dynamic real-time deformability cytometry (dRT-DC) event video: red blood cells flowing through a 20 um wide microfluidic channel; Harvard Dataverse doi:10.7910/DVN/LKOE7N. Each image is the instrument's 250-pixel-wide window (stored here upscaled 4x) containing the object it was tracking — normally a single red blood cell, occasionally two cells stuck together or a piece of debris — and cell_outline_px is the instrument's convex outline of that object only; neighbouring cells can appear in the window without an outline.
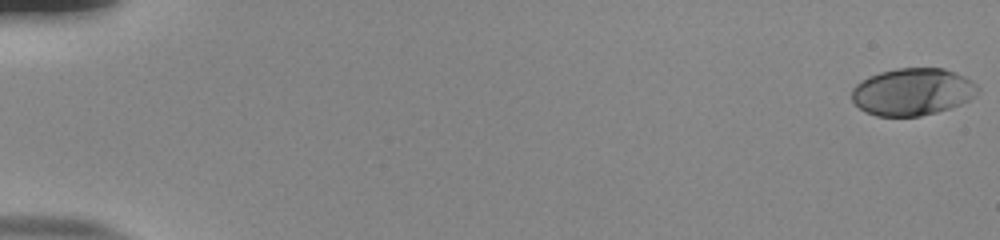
{"species": "human", "species_latin": "Homo sapiens", "temperature_condition": "room temperature", "stored_images_in_passage": 55, "camera_frame_rate_fps": 3000, "um_per_image_px": 0.085, "donor": {"sex": "male"}, "frame": {"image": 1, "passage_image": 1, "time_ms": 0.0, "image_size_px": [1000, 240], "cell_outline_px": [[980, 88], [968, 100], [960, 104], [936, 112], [920, 116], [876, 116], [860, 108], [852, 100], [852, 88], [856, 84], [868, 76], [880, 72], [896, 68], [944, 68], [956, 72], [972, 80]], "centroid_in_image_um": [77.55, 7.79], "position_along_channel_um": 7.4, "area_um2": 34.56}}
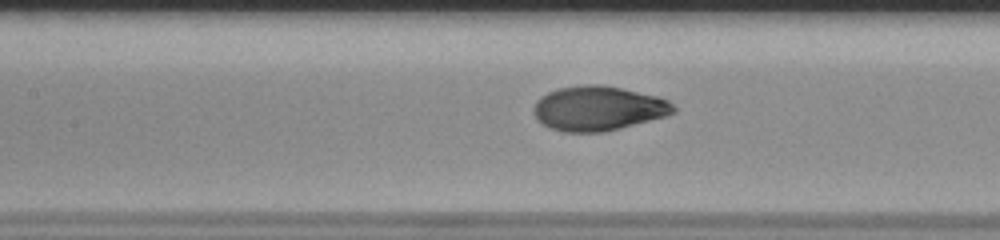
{"frame": {"image": 2, "passage_image": 27, "time_ms": 8.667, "image_size_px": [1000, 240], "cell_outline_px": [[676, 112], [668, 116], [604, 132], [564, 132], [552, 128], [536, 120], [532, 108], [536, 100], [540, 96], [548, 92], [560, 88], [584, 84], [600, 84], [620, 88], [656, 96], [668, 100], [676, 108]], "centroid_in_image_um": [50.84, 9.21], "position_along_channel_um": 156.6, "area_um2": 36.41}}
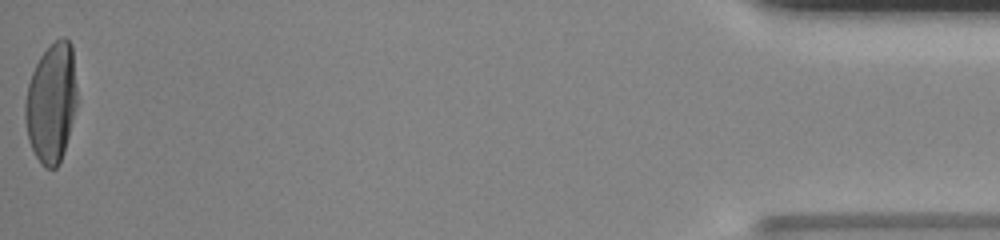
{"frame": {"image": 3, "passage_image": 55, "time_ms": 18.0, "image_size_px": [1000, 240], "cell_outline_px": [[76, 108], [64, 152], [60, 164], [56, 168], [44, 168], [40, 164], [28, 140], [24, 120], [24, 104], [28, 84], [32, 72], [40, 56], [56, 40], [64, 36], [72, 44], [76, 88]], "centroid_in_image_um": [4.35, 8.77], "position_along_channel_um": 430.8, "area_um2": 36.3}, "authors_computed_cell_mechanics": {"area_um2": 35.6048, "velocity_mm_per_s": 3.8601, "shape_relaxation_time_tau1_ms": 4.8038, "shape_relaxation_time_tau2_ms": null, "deformation_change_tau1": 0.2267, "deformation_change_tau2": null}}